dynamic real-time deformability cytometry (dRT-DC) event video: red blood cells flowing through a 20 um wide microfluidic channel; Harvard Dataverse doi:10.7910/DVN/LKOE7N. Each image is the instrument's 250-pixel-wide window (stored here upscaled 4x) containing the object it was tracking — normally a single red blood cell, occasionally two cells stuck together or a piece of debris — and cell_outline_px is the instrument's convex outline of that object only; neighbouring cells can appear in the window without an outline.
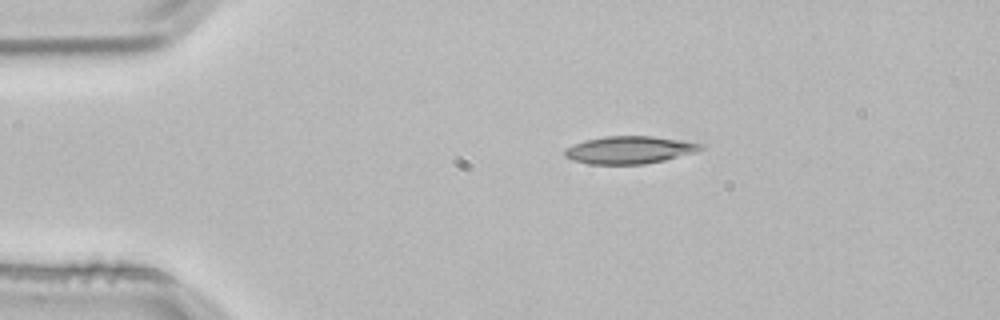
{"species": "common noctule bat (a hibernating species)", "species_latin": "Nyctalus noctula", "temperature_condition": "room temperature", "stored_images_in_passage": 2, "camera_frame_rate_fps": 3000, "um_per_image_px": 0.085, "animal": {"sex": "male", "body_mass_g": 21.5, "forearm_length_mm": 52.0}, "frame": {"image": 1, "passage_image": 1, "time_ms": 0.0, "image_size_px": [1000, 320], "cell_outline_px": [[704, 148], [696, 152], [664, 160], [644, 164], [588, 164], [572, 160], [564, 156], [564, 148], [572, 144], [584, 140], [604, 136], [652, 136], [684, 140], [704, 144]], "centroid_in_image_um": [53.49, 12.73], "position_along_channel_um": 31.5, "area_um2": 22.08}}